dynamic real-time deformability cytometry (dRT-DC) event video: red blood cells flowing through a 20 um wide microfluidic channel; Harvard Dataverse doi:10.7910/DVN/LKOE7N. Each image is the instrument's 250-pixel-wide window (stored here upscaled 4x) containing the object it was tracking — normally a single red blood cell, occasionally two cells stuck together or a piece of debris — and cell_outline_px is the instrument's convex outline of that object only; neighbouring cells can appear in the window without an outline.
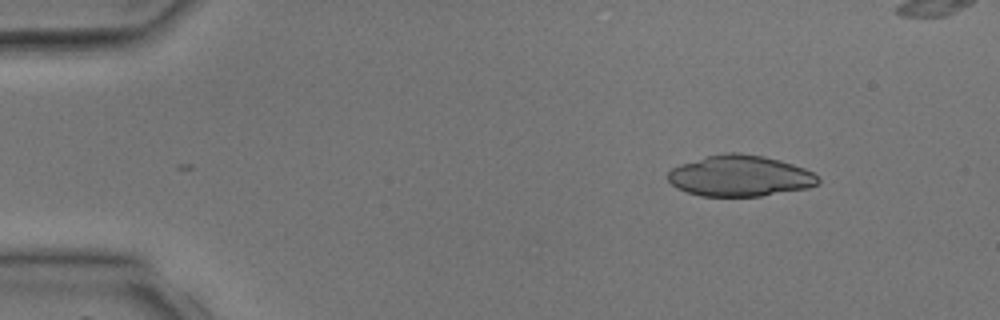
{"species": "common noctule bat (a hibernating species)", "species_latin": "Nyctalus noctula", "temperature_condition": "room temperature", "stored_images_in_passage": 4, "camera_frame_rate_fps": 3000, "um_per_image_px": 0.085, "animal": {"sex": "male", "body_mass_g": 17.9, "forearm_length_mm": 54.2}, "frame": {"image": 1, "passage_image": 1, "time_ms": 0.0, "image_size_px": [1000, 320], "cell_outline_px": [[820, 180], [816, 184], [808, 188], [760, 196], [700, 196], [676, 188], [668, 180], [668, 172], [672, 168], [680, 164], [708, 156], [724, 152], [740, 152], [764, 156], [780, 160], [804, 168], [812, 172]], "centroid_in_image_um": [62.88, 14.95], "position_along_channel_um": 22.1, "area_um2": 35.84}}